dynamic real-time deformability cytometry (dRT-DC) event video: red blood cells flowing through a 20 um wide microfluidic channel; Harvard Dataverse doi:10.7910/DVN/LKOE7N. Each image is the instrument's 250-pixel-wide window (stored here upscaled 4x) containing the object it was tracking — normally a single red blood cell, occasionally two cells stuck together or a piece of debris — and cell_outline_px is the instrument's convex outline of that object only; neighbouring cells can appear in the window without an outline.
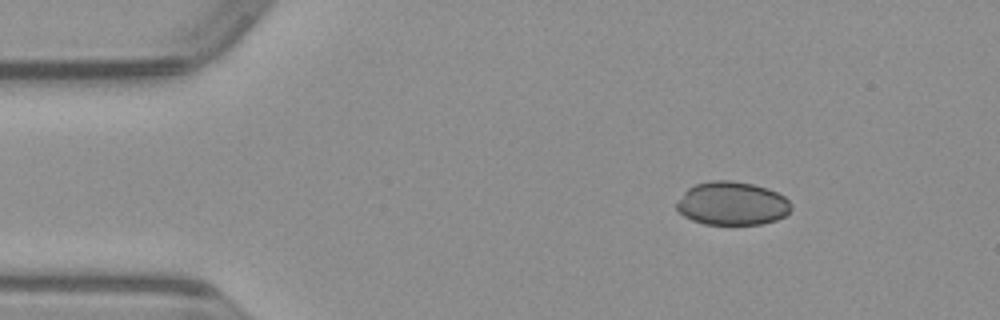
{"species": "common noctule bat (a hibernating species)", "species_latin": "Nyctalus noctula", "temperature_condition": "warm", "stored_images_in_passage": 49, "camera_frame_rate_fps": 3000, "um_per_image_px": 0.085, "animal": {"sex": "male", "body_mass_g": 23.1, "forearm_length_mm": 52.7}, "frame": {"image": 1, "passage_image": 6, "time_ms": 1.667, "image_size_px": [1000, 320], "cell_outline_px": [[792, 208], [784, 216], [776, 220], [764, 224], [704, 224], [692, 220], [684, 216], [676, 208], [676, 200], [688, 188], [696, 184], [712, 180], [732, 180], [752, 184], [768, 188], [784, 196], [792, 204]], "centroid_in_image_um": [62.22, 17.29], "position_along_channel_um": 22.8, "area_um2": 29.13}}
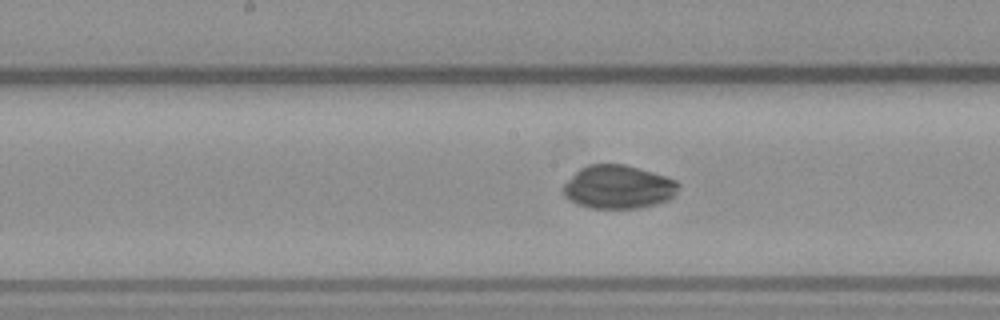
{"frame": {"image": 2, "passage_image": 24, "time_ms": 7.667, "image_size_px": [1000, 320], "cell_outline_px": [[680, 184], [676, 192], [668, 200], [656, 204], [640, 208], [592, 208], [576, 204], [564, 196], [564, 184], [580, 168], [588, 164], [624, 164], [652, 172], [676, 180]], "centroid_in_image_um": [52.55, 15.9], "position_along_channel_um": 195.6, "area_um2": 29.02}}
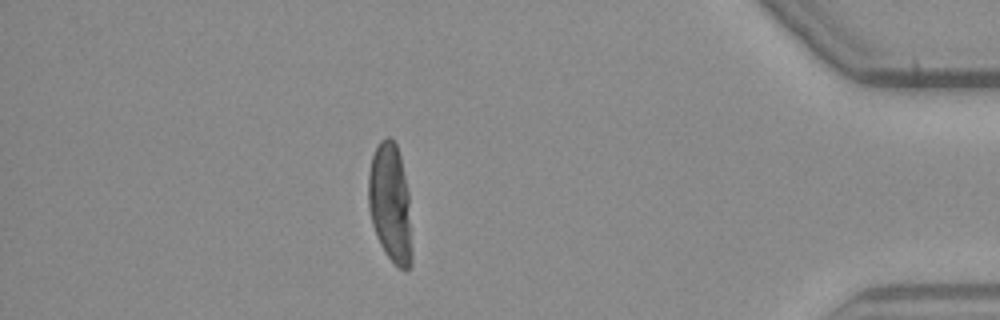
{"frame": {"image": 3, "passage_image": 43, "time_ms": 14.0, "image_size_px": [1000, 320], "cell_outline_px": [[412, 264], [404, 272], [388, 256], [380, 244], [376, 236], [372, 224], [368, 208], [368, 172], [372, 156], [380, 140], [388, 136], [396, 144], [400, 156], [408, 192], [412, 252]], "centroid_in_image_um": [33.16, 17.29], "position_along_channel_um": 402.0, "area_um2": 30.11}}